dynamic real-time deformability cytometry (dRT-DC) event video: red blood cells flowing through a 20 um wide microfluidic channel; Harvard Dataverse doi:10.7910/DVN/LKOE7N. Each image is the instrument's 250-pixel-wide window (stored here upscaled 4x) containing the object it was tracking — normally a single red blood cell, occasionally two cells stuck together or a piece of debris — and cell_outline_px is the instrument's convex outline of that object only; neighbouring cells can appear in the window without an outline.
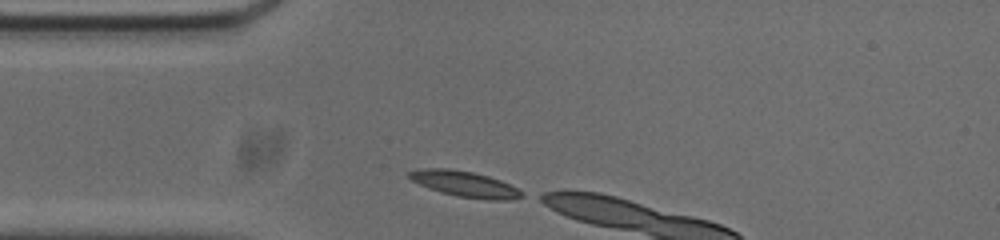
{"species": "common noctule bat (a hibernating species)", "species_latin": "Nyctalus noctula", "temperature_condition": "cold", "stored_images_in_passage": 5, "camera_frame_rate_fps": 3000, "um_per_image_px": 0.085, "animal": {"sex": "male", "body_mass_g": 20.0, "forearm_length_mm": 53.3}, "frame": {"image": 1, "passage_image": 1, "time_ms": 0.0, "image_size_px": [1000, 240], "cell_outline_px": [[524, 196], [512, 200], [488, 200], [456, 196], [440, 192], [428, 188], [412, 180], [408, 176], [408, 172], [424, 168], [448, 168], [472, 172], [488, 176], [500, 180], [524, 192]], "centroid_in_image_um": [39.53, 15.65], "position_along_channel_um": 45.5, "area_um2": 16.88}}